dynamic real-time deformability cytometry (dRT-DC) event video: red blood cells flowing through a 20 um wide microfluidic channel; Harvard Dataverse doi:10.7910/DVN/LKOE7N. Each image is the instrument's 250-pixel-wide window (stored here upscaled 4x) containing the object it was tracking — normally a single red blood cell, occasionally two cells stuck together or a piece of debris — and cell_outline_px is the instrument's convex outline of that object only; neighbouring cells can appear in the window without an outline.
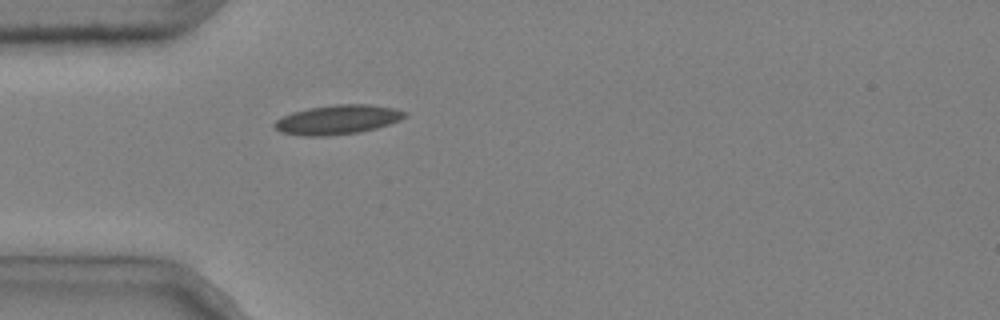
{"species": "common noctule bat (a hibernating species)", "species_latin": "Nyctalus noctula", "temperature_condition": "cold", "stored_images_in_passage": 1, "camera_frame_rate_fps": 3000, "um_per_image_px": 0.085, "animal": {"sex": "male", "body_mass_g": 20.4}, "frame": {"image": 1, "passage_image": 1, "time_ms": 0.0, "image_size_px": [1000, 320], "cell_outline_px": [[408, 116], [400, 120], [376, 128], [356, 132], [324, 136], [304, 136], [280, 132], [272, 124], [276, 120], [292, 112], [308, 108], [336, 104], [368, 104], [396, 108], [408, 112]], "centroid_in_image_um": [28.72, 10.16], "position_along_channel_um": 56.3, "area_um2": 22.25}}